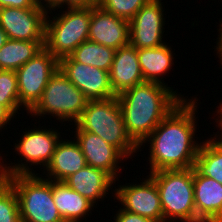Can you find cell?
Masks as SVG:
<instances>
[{"label": "cell", "instance_id": "obj_1", "mask_svg": "<svg viewBox=\"0 0 222 222\" xmlns=\"http://www.w3.org/2000/svg\"><path fill=\"white\" fill-rule=\"evenodd\" d=\"M197 101L196 97L182 100L139 145L141 151L143 143L150 144L149 173L194 167L201 145L194 137Z\"/></svg>", "mask_w": 222, "mask_h": 222}, {"label": "cell", "instance_id": "obj_2", "mask_svg": "<svg viewBox=\"0 0 222 222\" xmlns=\"http://www.w3.org/2000/svg\"><path fill=\"white\" fill-rule=\"evenodd\" d=\"M126 131L139 146L182 101L181 93L167 85L145 81L117 96Z\"/></svg>", "mask_w": 222, "mask_h": 222}, {"label": "cell", "instance_id": "obj_3", "mask_svg": "<svg viewBox=\"0 0 222 222\" xmlns=\"http://www.w3.org/2000/svg\"><path fill=\"white\" fill-rule=\"evenodd\" d=\"M74 126L101 137L105 142L116 147L127 159L131 156L133 158L139 151V146L126 131L117 96L88 100Z\"/></svg>", "mask_w": 222, "mask_h": 222}, {"label": "cell", "instance_id": "obj_4", "mask_svg": "<svg viewBox=\"0 0 222 222\" xmlns=\"http://www.w3.org/2000/svg\"><path fill=\"white\" fill-rule=\"evenodd\" d=\"M149 176L160 195L164 222H196L193 168L159 170Z\"/></svg>", "mask_w": 222, "mask_h": 222}, {"label": "cell", "instance_id": "obj_5", "mask_svg": "<svg viewBox=\"0 0 222 222\" xmlns=\"http://www.w3.org/2000/svg\"><path fill=\"white\" fill-rule=\"evenodd\" d=\"M36 174L1 176L15 190L22 222H65L53 199V180Z\"/></svg>", "mask_w": 222, "mask_h": 222}, {"label": "cell", "instance_id": "obj_6", "mask_svg": "<svg viewBox=\"0 0 222 222\" xmlns=\"http://www.w3.org/2000/svg\"><path fill=\"white\" fill-rule=\"evenodd\" d=\"M62 12L53 18L47 13L45 21L44 47L58 60L88 40L91 20V7H65Z\"/></svg>", "mask_w": 222, "mask_h": 222}, {"label": "cell", "instance_id": "obj_7", "mask_svg": "<svg viewBox=\"0 0 222 222\" xmlns=\"http://www.w3.org/2000/svg\"><path fill=\"white\" fill-rule=\"evenodd\" d=\"M88 99L58 69L50 78L41 98L26 113L35 118L50 115L59 122L70 121L74 124L80 118Z\"/></svg>", "mask_w": 222, "mask_h": 222}, {"label": "cell", "instance_id": "obj_8", "mask_svg": "<svg viewBox=\"0 0 222 222\" xmlns=\"http://www.w3.org/2000/svg\"><path fill=\"white\" fill-rule=\"evenodd\" d=\"M49 130L42 127L35 129H28V131H23L20 141L15 143L14 148L18 155H21L22 160L15 163H10V166L3 164V158L0 161V176H13L18 174H35L31 166L42 165L43 169L49 165L52 160L53 153L56 144L61 138L60 133L56 128ZM19 142V143H18ZM1 155V154H0ZM26 161V162H23ZM30 163V164H29ZM14 164V165H12ZM30 168H29V166ZM35 164V165H34Z\"/></svg>", "mask_w": 222, "mask_h": 222}, {"label": "cell", "instance_id": "obj_9", "mask_svg": "<svg viewBox=\"0 0 222 222\" xmlns=\"http://www.w3.org/2000/svg\"><path fill=\"white\" fill-rule=\"evenodd\" d=\"M59 69V60L45 47L16 70L19 102L28 112L41 98L51 76Z\"/></svg>", "mask_w": 222, "mask_h": 222}, {"label": "cell", "instance_id": "obj_10", "mask_svg": "<svg viewBox=\"0 0 222 222\" xmlns=\"http://www.w3.org/2000/svg\"><path fill=\"white\" fill-rule=\"evenodd\" d=\"M161 1L150 0L129 21L130 45L134 48H153L166 43L162 40L166 21Z\"/></svg>", "mask_w": 222, "mask_h": 222}, {"label": "cell", "instance_id": "obj_11", "mask_svg": "<svg viewBox=\"0 0 222 222\" xmlns=\"http://www.w3.org/2000/svg\"><path fill=\"white\" fill-rule=\"evenodd\" d=\"M140 184L120 185L114 196L121 203V209L151 219L154 222H164L160 195L155 181L148 175Z\"/></svg>", "mask_w": 222, "mask_h": 222}, {"label": "cell", "instance_id": "obj_12", "mask_svg": "<svg viewBox=\"0 0 222 222\" xmlns=\"http://www.w3.org/2000/svg\"><path fill=\"white\" fill-rule=\"evenodd\" d=\"M59 69L88 100L115 97L108 71L75 62L70 56L59 59Z\"/></svg>", "mask_w": 222, "mask_h": 222}, {"label": "cell", "instance_id": "obj_13", "mask_svg": "<svg viewBox=\"0 0 222 222\" xmlns=\"http://www.w3.org/2000/svg\"><path fill=\"white\" fill-rule=\"evenodd\" d=\"M47 11L42 8H0V27L8 39L45 41Z\"/></svg>", "mask_w": 222, "mask_h": 222}, {"label": "cell", "instance_id": "obj_14", "mask_svg": "<svg viewBox=\"0 0 222 222\" xmlns=\"http://www.w3.org/2000/svg\"><path fill=\"white\" fill-rule=\"evenodd\" d=\"M75 140L78 142L83 155L85 156L86 164L94 168H99L109 173L115 180L119 181L120 170L119 163L126 160V157L114 146L105 142L101 137L80 130L75 126Z\"/></svg>", "mask_w": 222, "mask_h": 222}, {"label": "cell", "instance_id": "obj_15", "mask_svg": "<svg viewBox=\"0 0 222 222\" xmlns=\"http://www.w3.org/2000/svg\"><path fill=\"white\" fill-rule=\"evenodd\" d=\"M88 40L114 48L130 44L129 21L116 17L99 5L91 7Z\"/></svg>", "mask_w": 222, "mask_h": 222}, {"label": "cell", "instance_id": "obj_16", "mask_svg": "<svg viewBox=\"0 0 222 222\" xmlns=\"http://www.w3.org/2000/svg\"><path fill=\"white\" fill-rule=\"evenodd\" d=\"M196 222H222V184L193 168Z\"/></svg>", "mask_w": 222, "mask_h": 222}, {"label": "cell", "instance_id": "obj_17", "mask_svg": "<svg viewBox=\"0 0 222 222\" xmlns=\"http://www.w3.org/2000/svg\"><path fill=\"white\" fill-rule=\"evenodd\" d=\"M109 76L115 96L145 82L138 61L137 49L130 44L117 49Z\"/></svg>", "mask_w": 222, "mask_h": 222}, {"label": "cell", "instance_id": "obj_18", "mask_svg": "<svg viewBox=\"0 0 222 222\" xmlns=\"http://www.w3.org/2000/svg\"><path fill=\"white\" fill-rule=\"evenodd\" d=\"M86 165L85 156L78 142L75 139L71 141L61 138L56 144L52 160L44 169L43 174L47 173L45 178L48 180L64 182Z\"/></svg>", "mask_w": 222, "mask_h": 222}, {"label": "cell", "instance_id": "obj_19", "mask_svg": "<svg viewBox=\"0 0 222 222\" xmlns=\"http://www.w3.org/2000/svg\"><path fill=\"white\" fill-rule=\"evenodd\" d=\"M64 182L95 205L96 202L107 198L106 195L109 194L108 191L113 188L112 184H115L116 180L106 171L86 165Z\"/></svg>", "mask_w": 222, "mask_h": 222}, {"label": "cell", "instance_id": "obj_20", "mask_svg": "<svg viewBox=\"0 0 222 222\" xmlns=\"http://www.w3.org/2000/svg\"><path fill=\"white\" fill-rule=\"evenodd\" d=\"M53 199L65 222H81L95 205L65 182L53 181ZM90 211V212H89Z\"/></svg>", "mask_w": 222, "mask_h": 222}, {"label": "cell", "instance_id": "obj_21", "mask_svg": "<svg viewBox=\"0 0 222 222\" xmlns=\"http://www.w3.org/2000/svg\"><path fill=\"white\" fill-rule=\"evenodd\" d=\"M138 61L144 81L156 82L166 85L163 75L172 69L174 55L171 46L164 44L153 48L137 49Z\"/></svg>", "mask_w": 222, "mask_h": 222}, {"label": "cell", "instance_id": "obj_22", "mask_svg": "<svg viewBox=\"0 0 222 222\" xmlns=\"http://www.w3.org/2000/svg\"><path fill=\"white\" fill-rule=\"evenodd\" d=\"M215 137L202 140L194 169L204 177L212 178L222 184V139Z\"/></svg>", "mask_w": 222, "mask_h": 222}, {"label": "cell", "instance_id": "obj_23", "mask_svg": "<svg viewBox=\"0 0 222 222\" xmlns=\"http://www.w3.org/2000/svg\"><path fill=\"white\" fill-rule=\"evenodd\" d=\"M44 48V41L8 39L0 49V70L16 71Z\"/></svg>", "mask_w": 222, "mask_h": 222}, {"label": "cell", "instance_id": "obj_24", "mask_svg": "<svg viewBox=\"0 0 222 222\" xmlns=\"http://www.w3.org/2000/svg\"><path fill=\"white\" fill-rule=\"evenodd\" d=\"M115 51L114 48L86 40L69 56L75 62L94 66L109 72L113 63Z\"/></svg>", "mask_w": 222, "mask_h": 222}, {"label": "cell", "instance_id": "obj_25", "mask_svg": "<svg viewBox=\"0 0 222 222\" xmlns=\"http://www.w3.org/2000/svg\"><path fill=\"white\" fill-rule=\"evenodd\" d=\"M0 104L14 116L23 106L19 102V89L16 71L0 70Z\"/></svg>", "mask_w": 222, "mask_h": 222}, {"label": "cell", "instance_id": "obj_26", "mask_svg": "<svg viewBox=\"0 0 222 222\" xmlns=\"http://www.w3.org/2000/svg\"><path fill=\"white\" fill-rule=\"evenodd\" d=\"M0 222H22L15 190L3 178H0Z\"/></svg>", "mask_w": 222, "mask_h": 222}, {"label": "cell", "instance_id": "obj_27", "mask_svg": "<svg viewBox=\"0 0 222 222\" xmlns=\"http://www.w3.org/2000/svg\"><path fill=\"white\" fill-rule=\"evenodd\" d=\"M150 0H99L98 5L105 11L130 21Z\"/></svg>", "mask_w": 222, "mask_h": 222}, {"label": "cell", "instance_id": "obj_28", "mask_svg": "<svg viewBox=\"0 0 222 222\" xmlns=\"http://www.w3.org/2000/svg\"><path fill=\"white\" fill-rule=\"evenodd\" d=\"M113 218H115V222H154L149 218L140 216L135 213H131L129 211L118 209L117 213Z\"/></svg>", "mask_w": 222, "mask_h": 222}, {"label": "cell", "instance_id": "obj_29", "mask_svg": "<svg viewBox=\"0 0 222 222\" xmlns=\"http://www.w3.org/2000/svg\"><path fill=\"white\" fill-rule=\"evenodd\" d=\"M3 7L41 8L37 0H0V8Z\"/></svg>", "mask_w": 222, "mask_h": 222}, {"label": "cell", "instance_id": "obj_30", "mask_svg": "<svg viewBox=\"0 0 222 222\" xmlns=\"http://www.w3.org/2000/svg\"><path fill=\"white\" fill-rule=\"evenodd\" d=\"M38 5L47 12L65 7V0H37ZM45 3V4H44ZM58 7V8H57Z\"/></svg>", "mask_w": 222, "mask_h": 222}, {"label": "cell", "instance_id": "obj_31", "mask_svg": "<svg viewBox=\"0 0 222 222\" xmlns=\"http://www.w3.org/2000/svg\"><path fill=\"white\" fill-rule=\"evenodd\" d=\"M98 3L99 0H65L66 8L95 7Z\"/></svg>", "mask_w": 222, "mask_h": 222}, {"label": "cell", "instance_id": "obj_32", "mask_svg": "<svg viewBox=\"0 0 222 222\" xmlns=\"http://www.w3.org/2000/svg\"><path fill=\"white\" fill-rule=\"evenodd\" d=\"M14 116L4 105L0 104V130L10 123ZM6 125V126H5Z\"/></svg>", "mask_w": 222, "mask_h": 222}, {"label": "cell", "instance_id": "obj_33", "mask_svg": "<svg viewBox=\"0 0 222 222\" xmlns=\"http://www.w3.org/2000/svg\"><path fill=\"white\" fill-rule=\"evenodd\" d=\"M219 37H218V41H217V47H216V52H217V56L218 58L220 59V63L222 64V20L220 22V25H219ZM219 54V55H218Z\"/></svg>", "mask_w": 222, "mask_h": 222}, {"label": "cell", "instance_id": "obj_34", "mask_svg": "<svg viewBox=\"0 0 222 222\" xmlns=\"http://www.w3.org/2000/svg\"><path fill=\"white\" fill-rule=\"evenodd\" d=\"M219 109L218 110H216L215 112H217L219 115H218V117H217V119H216V121L215 122H217V126H218V128H220L219 130H221V135H220V133H219V135H217L219 138H221L222 139V102L221 103H219V106H217ZM220 118V119H219Z\"/></svg>", "mask_w": 222, "mask_h": 222}, {"label": "cell", "instance_id": "obj_35", "mask_svg": "<svg viewBox=\"0 0 222 222\" xmlns=\"http://www.w3.org/2000/svg\"><path fill=\"white\" fill-rule=\"evenodd\" d=\"M8 40L6 32L0 27V49L3 47V45Z\"/></svg>", "mask_w": 222, "mask_h": 222}]
</instances>
